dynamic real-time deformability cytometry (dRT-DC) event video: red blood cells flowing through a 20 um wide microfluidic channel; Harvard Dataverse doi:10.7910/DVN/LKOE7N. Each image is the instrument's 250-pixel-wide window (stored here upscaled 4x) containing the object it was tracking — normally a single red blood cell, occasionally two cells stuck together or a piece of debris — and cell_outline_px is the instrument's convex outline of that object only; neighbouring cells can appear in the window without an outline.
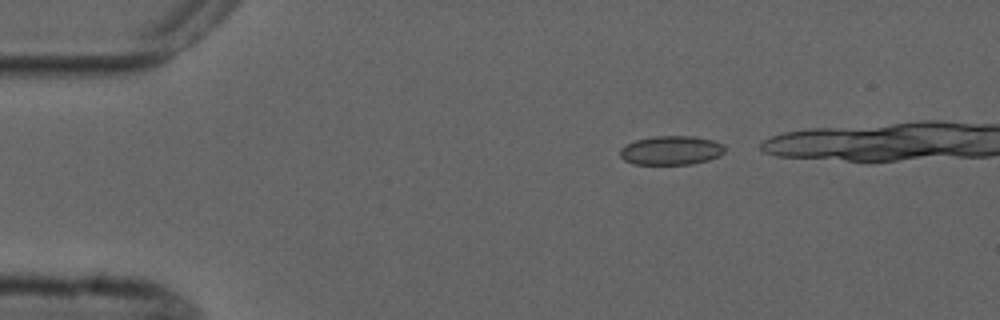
{"species": "common noctule bat (a hibernating species)", "species_latin": "Nyctalus noctula", "temperature_condition": "cold", "stored_images_in_passage": 5, "camera_frame_rate_fps": 3000, "um_per_image_px": 0.085, "animal": {"sex": "male", "forearm_length_mm": 52.5}, "frame": {"image": 1, "passage_image": 1, "time_ms": 0.0, "image_size_px": [1000, 320], "cell_outline_px": [[724, 152], [720, 156], [708, 160], [692, 164], [632, 164], [624, 160], [620, 156], [620, 148], [636, 140], [652, 136], [692, 136], [712, 140], [724, 144]], "centroid_in_image_um": [57.05, 12.78], "position_along_channel_um": 28.0, "area_um2": 17.74}}